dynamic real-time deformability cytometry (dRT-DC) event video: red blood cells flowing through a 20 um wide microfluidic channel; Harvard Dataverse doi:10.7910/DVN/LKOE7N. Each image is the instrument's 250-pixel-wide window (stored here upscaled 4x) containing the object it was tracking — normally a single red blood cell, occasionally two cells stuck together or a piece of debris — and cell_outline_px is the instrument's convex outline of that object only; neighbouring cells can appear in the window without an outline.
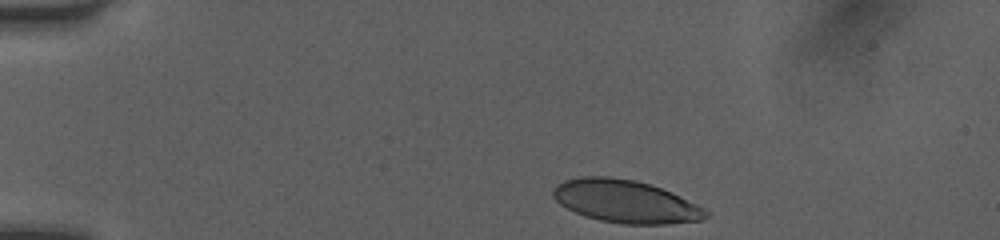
{"species": "human", "species_latin": "Homo sapiens", "temperature_condition": "room temperature", "stored_images_in_passage": 35, "camera_frame_rate_fps": 3000, "um_per_image_px": 0.085, "donor": {"sex": "female"}, "frame": {"image": 1, "passage_image": 1, "time_ms": 0.0, "image_size_px": [1000, 240], "cell_outline_px": [[708, 216], [704, 220], [668, 224], [624, 224], [600, 220], [584, 216], [560, 204], [552, 196], [552, 192], [556, 184], [564, 180], [580, 176], [608, 176], [636, 180], [672, 192], [704, 208], [708, 212]], "centroid_in_image_um": [53.16, 17.12], "position_along_channel_um": 31.8, "area_um2": 38.09}}
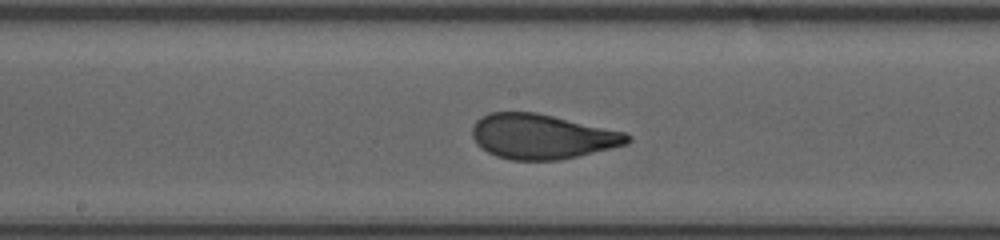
{"frame": {"image": 2, "passage_image": 19, "time_ms": 6.0, "image_size_px": [1000, 240], "cell_outline_px": [[632, 140], [628, 144], [612, 148], [560, 160], [512, 160], [496, 156], [488, 152], [476, 144], [472, 136], [472, 128], [476, 120], [488, 112], [536, 112], [624, 132], [632, 136]], "centroid_in_image_um": [46.06, 11.6], "position_along_channel_um": 202.1, "area_um2": 40.58}}
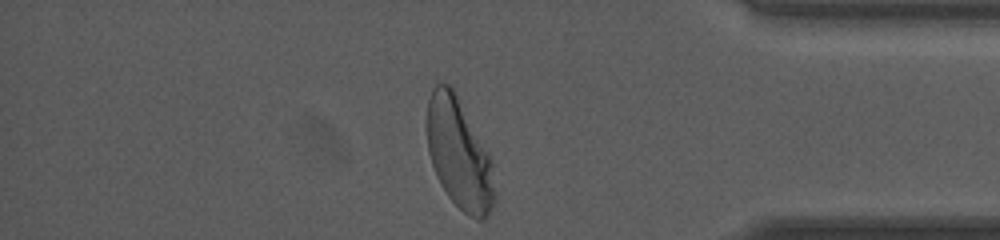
{"frame": {"image": 3, "passage_image": 35, "time_ms": 11.333, "image_size_px": [1000, 240], "cell_outline_px": [[496, 196], [492, 208], [484, 220], [476, 220], [468, 216], [448, 196], [440, 184], [436, 176], [428, 152], [424, 124], [428, 100], [432, 88], [436, 80], [452, 84], [488, 152], [492, 160]], "centroid_in_image_um": [38.99, 13.01], "position_along_channel_um": 396.2, "area_um2": 44.74}, "authors_computed_cell_mechanics": {"area_um2": 40.5178, "velocity_mm_per_s": 4.0453, "shape_relaxation_time_tau1_ms": 3.5817, "shape_relaxation_time_tau2_ms": null, "deformation_change_tau1": 0.1646, "deformation_change_tau2": null}}